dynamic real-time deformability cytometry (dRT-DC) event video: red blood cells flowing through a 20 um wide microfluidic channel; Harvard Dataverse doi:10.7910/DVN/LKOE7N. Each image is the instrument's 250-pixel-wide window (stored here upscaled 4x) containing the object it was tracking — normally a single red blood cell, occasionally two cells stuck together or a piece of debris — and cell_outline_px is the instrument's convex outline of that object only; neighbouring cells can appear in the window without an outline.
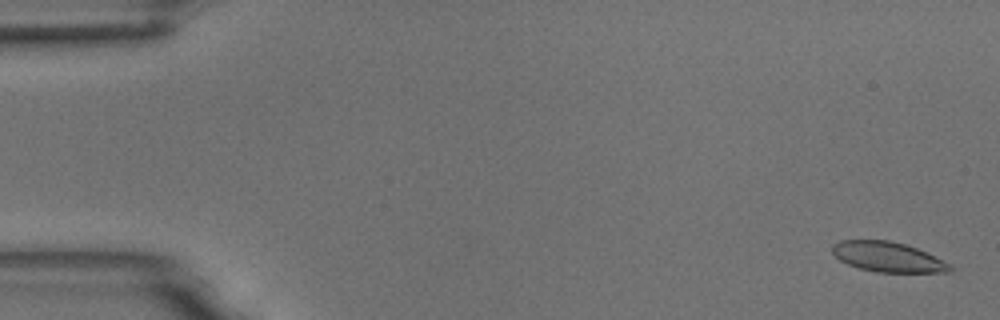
{"species": "common noctule bat (a hibernating species)", "species_latin": "Nyctalus noctula", "temperature_condition": "room temperature", "stored_images_in_passage": 4, "camera_frame_rate_fps": 3000, "um_per_image_px": 0.085, "animal": {"sex": "male", "body_mass_g": 18.8}, "frame": {"image": 1, "passage_image": 1, "time_ms": 0.0, "image_size_px": [1000, 320], "cell_outline_px": [[952, 272], [876, 272], [860, 268], [848, 264], [840, 260], [832, 252], [832, 244], [840, 240], [888, 240], [904, 244], [916, 248], [952, 264]], "centroid_in_image_um": [75.46, 21.84], "position_along_channel_um": 9.5, "area_um2": 20.46}}
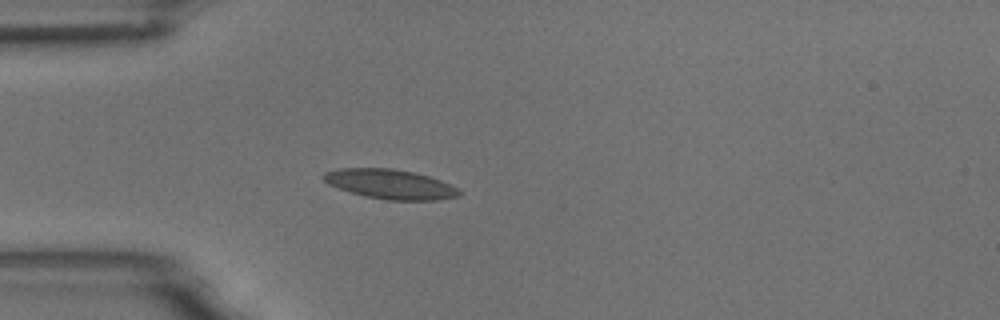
{"frame": {"image": 2, "passage_image": 4, "time_ms": 1.0, "image_size_px": [1000, 320], "cell_outline_px": [[460, 196], [436, 200], [388, 200], [364, 196], [328, 184], [320, 176], [324, 172], [340, 168], [392, 168], [416, 172], [440, 180], [456, 188], [460, 192]], "centroid_in_image_um": [33.14, 15.64], "position_along_channel_um": 51.9, "area_um2": 23.29}}